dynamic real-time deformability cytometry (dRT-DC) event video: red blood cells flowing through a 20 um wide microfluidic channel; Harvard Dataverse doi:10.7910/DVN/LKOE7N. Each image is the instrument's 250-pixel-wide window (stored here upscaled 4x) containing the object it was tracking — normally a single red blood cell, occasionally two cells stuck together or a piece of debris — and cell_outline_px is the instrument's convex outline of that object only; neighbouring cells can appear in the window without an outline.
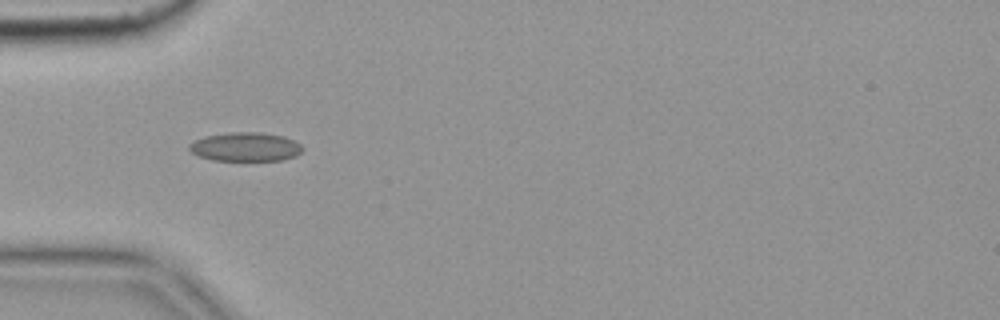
{"species": "common noctule bat (a hibernating species)", "species_latin": "Nyctalus noctula", "temperature_condition": "cold", "stored_images_in_passage": 46, "camera_frame_rate_fps": 3000, "um_per_image_px": 0.085, "animal": {"sex": "female", "body_mass_g": 19.9}, "frame": {"image": 1, "passage_image": 7, "time_ms": 2.0, "image_size_px": [1000, 320], "cell_outline_px": [[304, 148], [296, 156], [284, 160], [212, 160], [200, 156], [192, 152], [188, 148], [188, 144], [204, 136], [232, 132], [260, 132], [284, 136], [300, 144]], "centroid_in_image_um": [20.87, 12.48], "position_along_channel_um": 64.1, "area_um2": 19.02}, "authors_computed_cell_mechanics": {"area_um2": 18.3515, "velocity_mm_per_s": 3.5439, "shape_relaxation_time_tau1_ms": null, "shape_relaxation_time_tau2_ms": 2.4628, "deformation_change_tau1": null, "deformation_change_tau2": 0.0817}}